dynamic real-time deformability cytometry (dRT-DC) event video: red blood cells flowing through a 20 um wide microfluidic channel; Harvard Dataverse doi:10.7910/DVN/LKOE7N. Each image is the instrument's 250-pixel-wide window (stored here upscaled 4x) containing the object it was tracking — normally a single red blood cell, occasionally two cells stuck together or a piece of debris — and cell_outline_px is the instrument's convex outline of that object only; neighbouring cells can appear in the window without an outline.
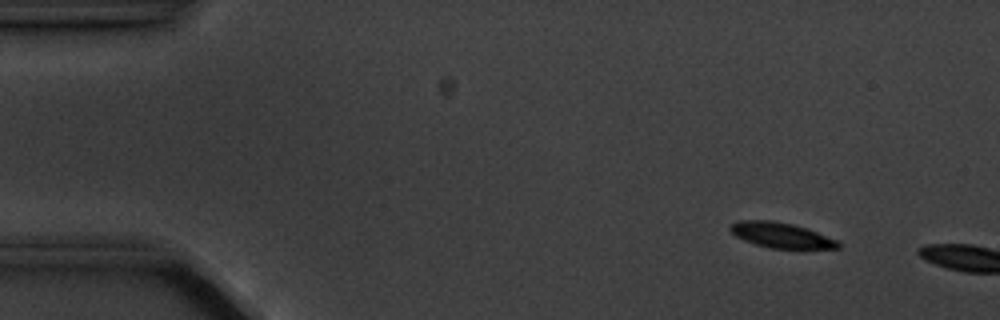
{"species": "common noctule bat (a hibernating species)", "species_latin": "Nyctalus noctula", "temperature_condition": "cold", "stored_images_in_passage": 3, "camera_frame_rate_fps": 3000, "um_per_image_px": 0.085, "animal": {"sex": "male", "body_mass_g": 20.1, "forearm_length_mm": 53.5}, "frame": {"image": 1, "passage_image": 2, "time_ms": 1.333, "image_size_px": [1000, 320], "cell_outline_px": [[840, 248], [800, 252], [768, 248], [744, 240], [736, 236], [728, 228], [732, 224], [740, 220], [772, 220], [792, 224], [840, 240]], "centroid_in_image_um": [66.51, 20.06], "position_along_channel_um": 18.5, "area_um2": 16.76}}